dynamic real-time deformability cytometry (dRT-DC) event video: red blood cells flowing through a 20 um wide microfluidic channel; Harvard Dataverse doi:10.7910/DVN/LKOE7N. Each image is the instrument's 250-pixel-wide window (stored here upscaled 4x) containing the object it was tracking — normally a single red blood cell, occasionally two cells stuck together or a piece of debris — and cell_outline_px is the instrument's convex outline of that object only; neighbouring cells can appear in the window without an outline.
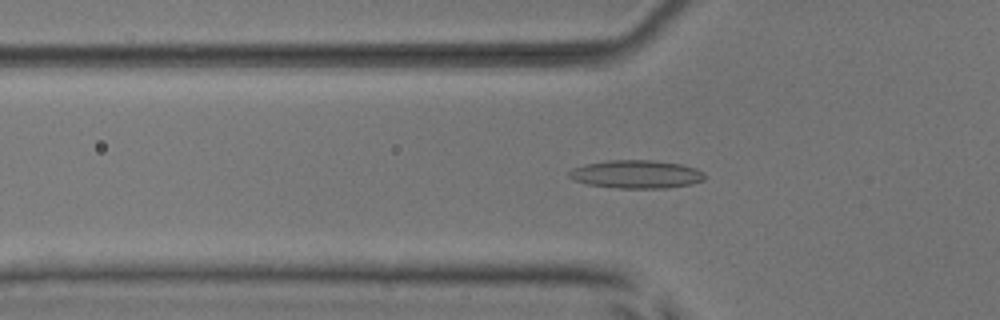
{"species": "common noctule bat (a hibernating species)", "species_latin": "Nyctalus noctula", "temperature_condition": "room temperature", "stored_images_in_passage": 42, "camera_frame_rate_fps": 3000, "um_per_image_px": 0.085, "animal": {"sex": "male", "body_mass_g": 17.9, "forearm_length_mm": 54.2}, "frame": {"image": 1, "passage_image": 7, "time_ms": 2.0, "image_size_px": [1000, 320], "cell_outline_px": [[704, 180], [692, 184], [668, 188], [620, 188], [588, 184], [572, 180], [568, 176], [568, 172], [572, 168], [584, 164], [608, 160], [652, 160], [680, 164], [696, 168], [704, 172]], "centroid_in_image_um": [54.07, 14.81], "position_along_channel_um": 71.7, "area_um2": 22.37}}
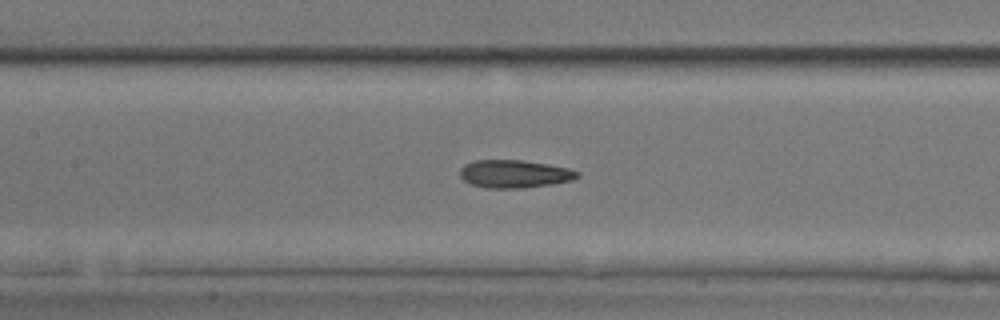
{"frame": {"image": 2, "passage_image": 14, "time_ms": 4.333, "image_size_px": [1000, 320], "cell_outline_px": [[580, 176], [572, 180], [552, 184], [524, 188], [484, 188], [472, 184], [464, 180], [460, 176], [460, 168], [464, 164], [476, 160], [520, 160], [548, 164], [568, 168], [580, 172]], "centroid_in_image_um": [43.73, 14.78], "position_along_channel_um": 163.7, "area_um2": 19.13}}
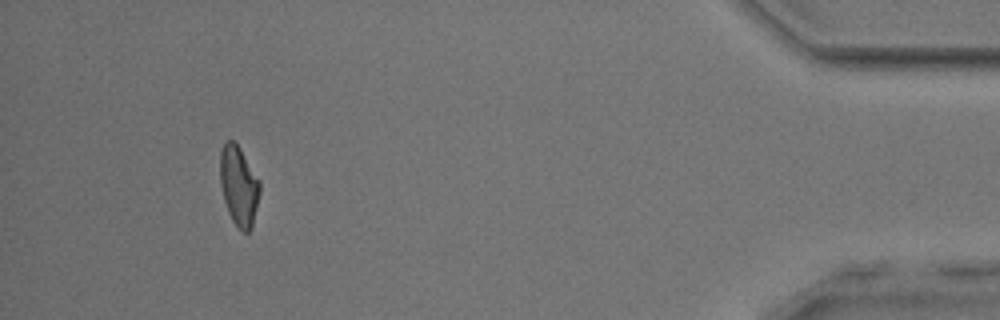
{"frame": {"image": 3, "passage_image": 38, "time_ms": 12.333, "image_size_px": [1000, 320], "cell_outline_px": [[260, 192], [252, 228], [248, 232], [244, 232], [232, 220], [228, 212], [224, 200], [220, 184], [220, 152], [224, 140], [232, 140], [240, 148], [260, 180]], "centroid_in_image_um": [20.3, 15.77], "position_along_channel_um": 414.9, "area_um2": 18.5}, "authors_computed_cell_mechanics": {"area_um2": 18.8139, "velocity_mm_per_s": 3.9381, "shape_relaxation_time_tau1_ms": null, "shape_relaxation_time_tau2_ms": 2.3565, "deformation_change_tau1": null, "deformation_change_tau2": 0.1097}}